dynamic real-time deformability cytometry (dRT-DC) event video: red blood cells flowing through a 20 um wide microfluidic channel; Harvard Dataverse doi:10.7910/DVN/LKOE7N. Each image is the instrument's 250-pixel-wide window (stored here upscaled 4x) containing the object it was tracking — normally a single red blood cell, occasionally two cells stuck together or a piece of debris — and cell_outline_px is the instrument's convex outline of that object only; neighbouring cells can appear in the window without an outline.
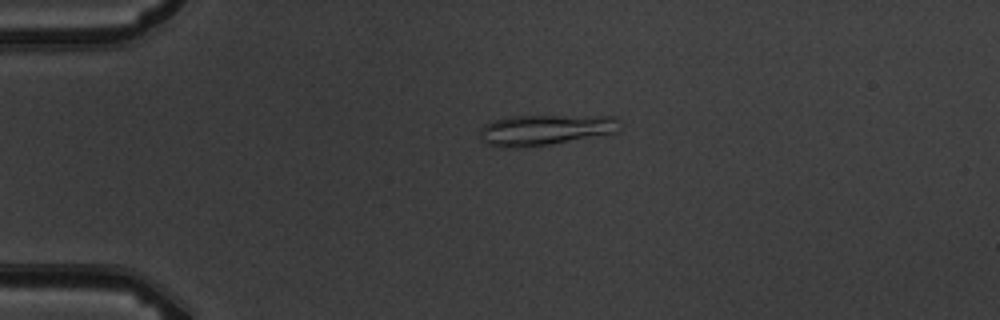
{"species": "common noctule bat (a hibernating species)", "species_latin": "Nyctalus noctula", "temperature_condition": "warm", "stored_images_in_passage": 3, "camera_frame_rate_fps": 3000, "um_per_image_px": 0.085, "animal": {"sex": "male", "body_mass_g": 19.5, "forearm_length_mm": 54.6}, "frame": {"image": 1, "passage_image": 2, "time_ms": 1.333, "image_size_px": [1000, 320], "cell_outline_px": [[620, 128], [616, 132], [548, 144], [520, 148], [504, 148], [484, 144], [480, 136], [480, 132], [484, 124], [508, 116], [616, 116], [620, 120]], "centroid_in_image_um": [46.31, 11.04], "position_along_channel_um": 38.7, "area_um2": 24.91}}